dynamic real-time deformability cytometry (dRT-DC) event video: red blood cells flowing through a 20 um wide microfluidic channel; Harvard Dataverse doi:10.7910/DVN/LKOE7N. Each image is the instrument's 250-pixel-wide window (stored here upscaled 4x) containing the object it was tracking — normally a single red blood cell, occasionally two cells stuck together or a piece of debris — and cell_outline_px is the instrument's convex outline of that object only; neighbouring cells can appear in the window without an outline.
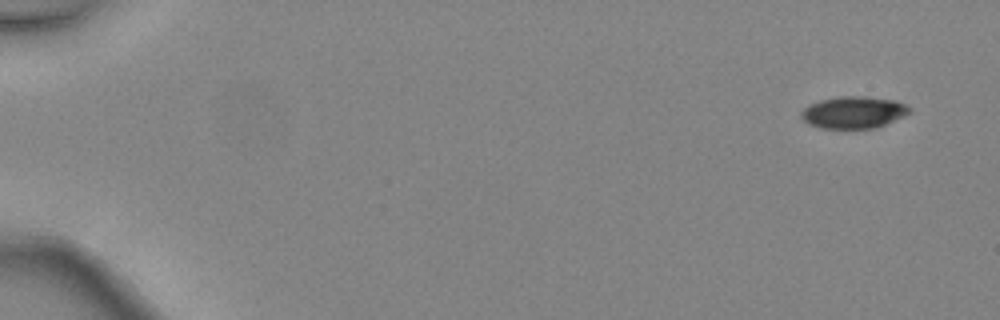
{"species": "common noctule bat (a hibernating species)", "species_latin": "Nyctalus noctula", "temperature_condition": "warm", "stored_images_in_passage": 8, "camera_frame_rate_fps": 3000, "um_per_image_px": 0.085, "animal": {"sex": "female", "body_mass_g": 24.6, "forearm_length_mm": 56.2}, "frame": {"image": 1, "passage_image": 1, "time_ms": 0.0, "image_size_px": [1000, 320], "cell_outline_px": [[912, 112], [904, 116], [876, 128], [820, 128], [808, 124], [800, 116], [800, 112], [808, 104], [820, 100], [840, 96], [864, 96], [896, 100], [912, 108]], "centroid_in_image_um": [72.55, 9.54], "position_along_channel_um": 12.4, "area_um2": 20.35}}
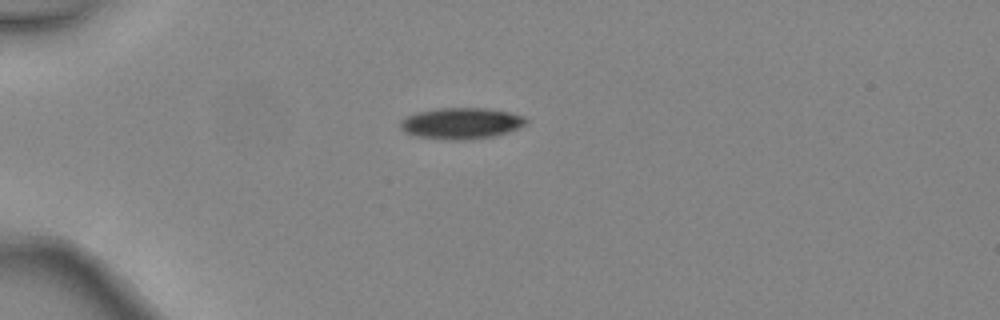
{"frame": {"image": 2, "passage_image": 4, "time_ms": 1.0, "image_size_px": [1000, 320], "cell_outline_px": [[528, 120], [524, 124], [508, 132], [492, 136], [472, 140], [448, 140], [416, 136], [404, 132], [400, 128], [400, 120], [416, 112], [436, 108], [488, 108], [508, 112], [524, 116]], "centroid_in_image_um": [39.17, 10.48], "position_along_channel_um": 45.8, "area_um2": 22.95}}